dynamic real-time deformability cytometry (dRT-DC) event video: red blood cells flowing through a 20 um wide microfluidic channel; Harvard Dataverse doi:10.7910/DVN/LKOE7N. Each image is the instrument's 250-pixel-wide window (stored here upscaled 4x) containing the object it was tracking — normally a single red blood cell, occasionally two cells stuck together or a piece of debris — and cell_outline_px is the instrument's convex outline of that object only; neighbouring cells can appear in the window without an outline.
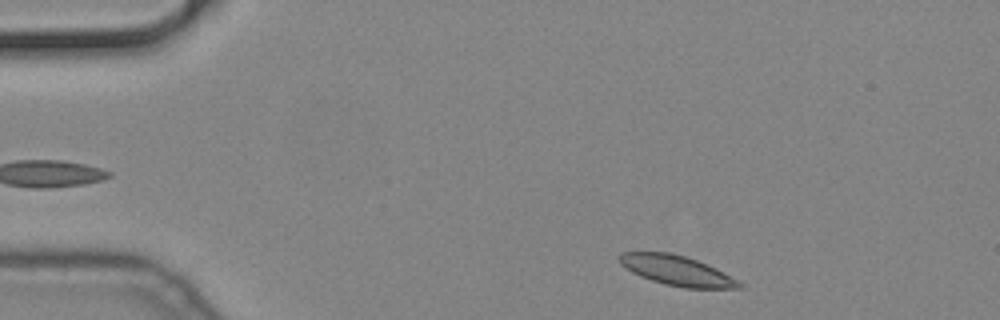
{"species": "common noctule bat (a hibernating species)", "species_latin": "Nyctalus noctula", "temperature_condition": "cold", "stored_images_in_passage": 50, "camera_frame_rate_fps": 3000, "um_per_image_px": 0.085, "animal": {"sex": "male", "body_mass_g": 19.2, "forearm_length_mm": 51.8}, "frame": {"image": 1, "passage_image": 2, "time_ms": 0.333, "image_size_px": [1000, 320], "cell_outline_px": [[744, 288], [684, 288], [664, 284], [640, 276], [632, 272], [620, 264], [620, 252], [672, 252], [696, 260], [716, 268], [744, 284]], "centroid_in_image_um": [57.54, 23.0], "position_along_channel_um": 27.5, "area_um2": 20.75}}
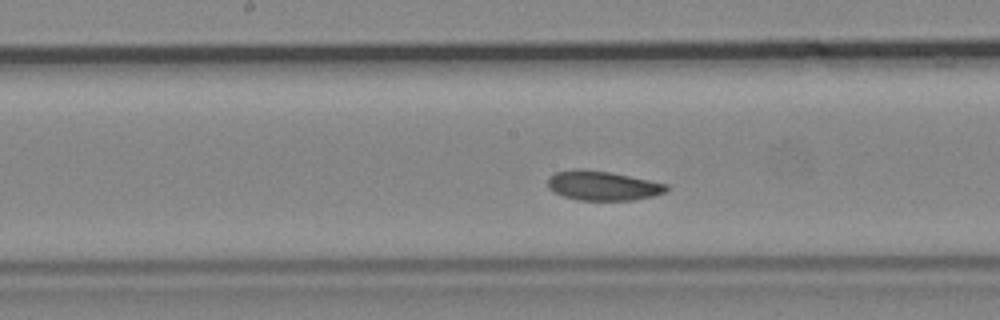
{"frame": {"image": 2, "passage_image": 22, "time_ms": 7.0, "image_size_px": [1000, 320], "cell_outline_px": [[668, 188], [664, 192], [652, 196], [632, 200], [576, 200], [552, 192], [548, 188], [548, 176], [556, 172], [576, 168], [584, 168], [608, 172], [668, 184]], "centroid_in_image_um": [51.16, 15.78], "position_along_channel_um": 197.0, "area_um2": 20.35}}
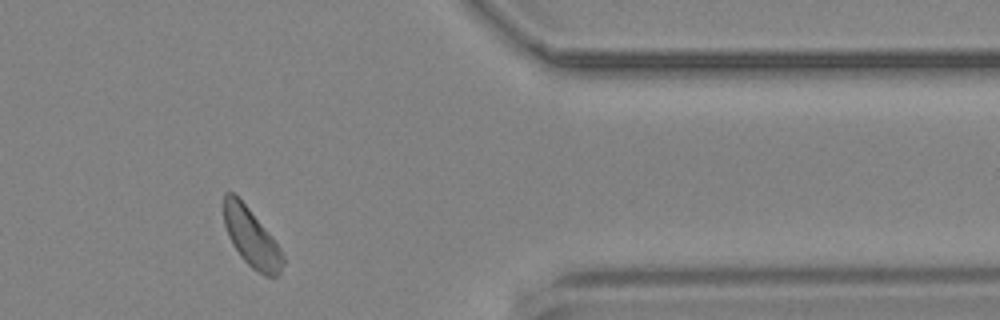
{"frame": {"image": 3, "passage_image": 40, "time_ms": 13.0, "image_size_px": [1000, 320], "cell_outline_px": [[284, 264], [280, 272], [276, 276], [264, 276], [252, 268], [240, 256], [232, 244], [228, 236], [224, 224], [224, 192], [232, 192], [248, 208], [280, 248], [284, 256]], "centroid_in_image_um": [21.36, 20.23], "position_along_channel_um": 390.0, "area_um2": 19.71}}